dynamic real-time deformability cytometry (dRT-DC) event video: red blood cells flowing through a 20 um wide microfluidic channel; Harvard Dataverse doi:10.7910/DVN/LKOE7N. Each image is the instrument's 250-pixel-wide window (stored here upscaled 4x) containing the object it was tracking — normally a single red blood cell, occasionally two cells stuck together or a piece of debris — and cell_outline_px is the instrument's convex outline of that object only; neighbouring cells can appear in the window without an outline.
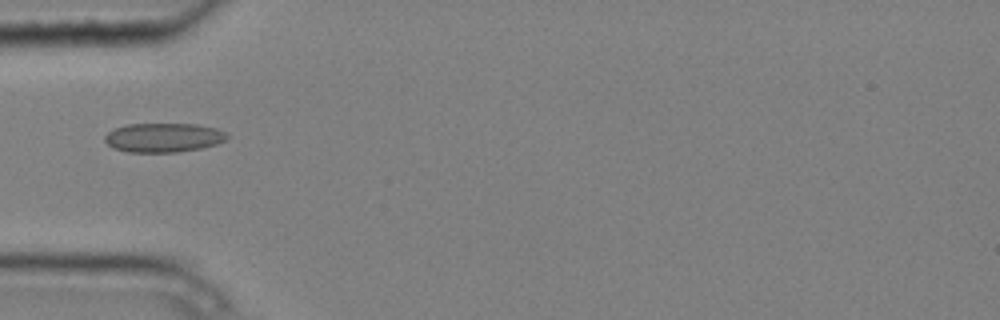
{"species": "common noctule bat (a hibernating species)", "species_latin": "Nyctalus noctula", "temperature_condition": "cold", "stored_images_in_passage": 4, "camera_frame_rate_fps": 3000, "um_per_image_px": 0.085, "animal": {"sex": "male", "body_mass_g": 20.4}, "frame": {"image": 1, "passage_image": 4, "time_ms": 1.0, "image_size_px": [1000, 320], "cell_outline_px": [[228, 136], [224, 140], [216, 144], [200, 148], [176, 152], [128, 152], [112, 148], [104, 140], [104, 136], [108, 132], [116, 128], [128, 124], [196, 124], [216, 128], [224, 132]], "centroid_in_image_um": [13.86, 11.69], "position_along_channel_um": 71.1, "area_um2": 20.63}}